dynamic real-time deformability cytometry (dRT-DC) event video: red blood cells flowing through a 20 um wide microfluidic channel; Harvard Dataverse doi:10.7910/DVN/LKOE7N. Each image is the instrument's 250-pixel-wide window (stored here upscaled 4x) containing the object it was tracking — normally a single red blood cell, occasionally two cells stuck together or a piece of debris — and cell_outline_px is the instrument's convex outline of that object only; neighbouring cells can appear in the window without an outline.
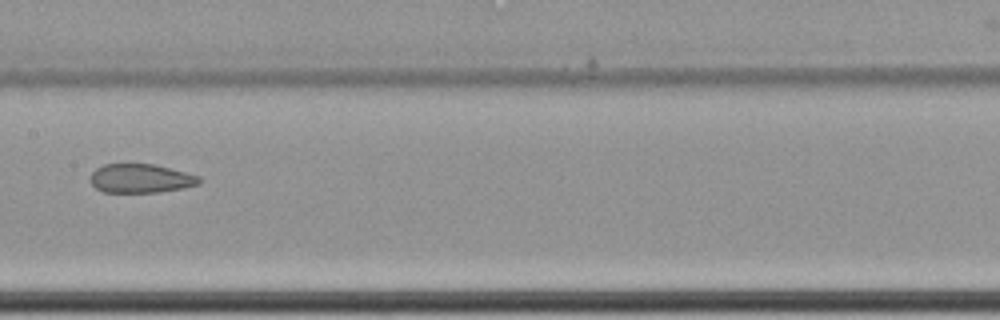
{"species": "common noctule bat (a hibernating species)", "species_latin": "Nyctalus noctula", "temperature_condition": "cold", "stored_images_in_passage": 12, "camera_frame_rate_fps": 3000, "um_per_image_px": 0.085, "animal": {"sex": "female", "body_mass_g": 22.7, "forearm_length_mm": 54.2}, "frame": {"image": 1, "passage_image": 9, "time_ms": 2.667, "image_size_px": [1000, 320], "cell_outline_px": [[200, 184], [184, 188], [156, 192], [104, 192], [96, 188], [88, 180], [92, 172], [96, 168], [104, 164], [156, 164], [200, 176]], "centroid_in_image_um": [11.95, 15.16], "position_along_channel_um": 195.4, "area_um2": 18.44}}
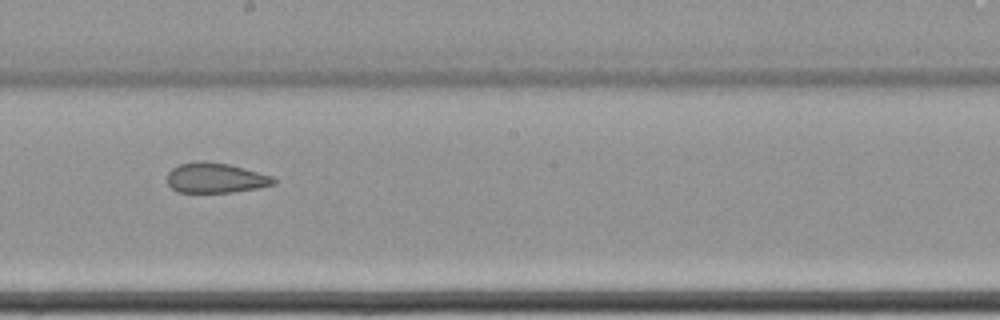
{"frame": {"image": 2, "passage_image": 10, "time_ms": 3.0, "image_size_px": [1000, 320], "cell_outline_px": [[276, 184], [260, 188], [232, 192], [176, 192], [168, 184], [168, 172], [172, 168], [180, 164], [200, 160], [228, 164], [272, 176], [276, 180]], "centroid_in_image_um": [18.32, 15.13], "position_along_channel_um": 229.9, "area_um2": 18.61}}
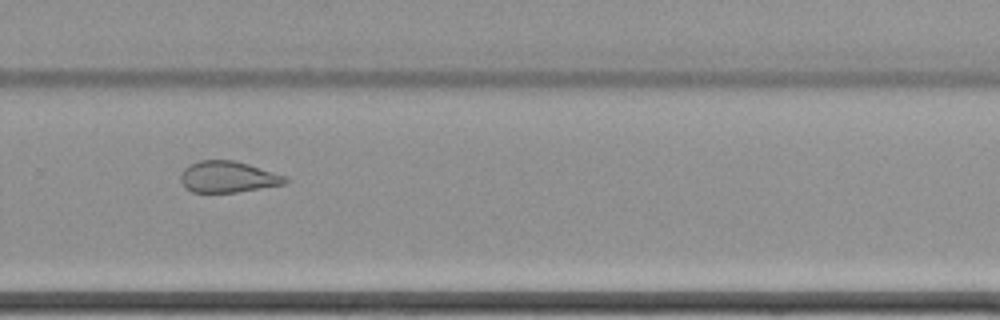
{"frame": {"image": 3, "passage_image": 12, "time_ms": 3.667, "image_size_px": [1000, 320], "cell_outline_px": [[288, 180], [284, 184], [236, 192], [192, 192], [184, 188], [180, 180], [180, 176], [184, 168], [188, 164], [200, 160], [232, 160], [248, 164], [288, 176]], "centroid_in_image_um": [19.34, 15.03], "position_along_channel_um": 310.5, "area_um2": 19.13}}